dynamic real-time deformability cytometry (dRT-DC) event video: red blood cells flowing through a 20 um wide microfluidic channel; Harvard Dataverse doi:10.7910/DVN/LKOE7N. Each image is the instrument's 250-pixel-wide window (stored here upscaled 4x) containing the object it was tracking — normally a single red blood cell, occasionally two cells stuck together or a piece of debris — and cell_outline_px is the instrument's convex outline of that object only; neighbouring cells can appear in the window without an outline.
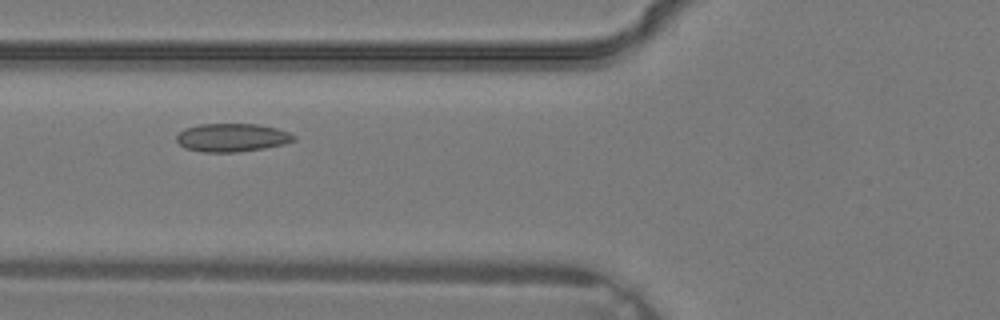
{"species": "common noctule bat (a hibernating species)", "species_latin": "Nyctalus noctula", "temperature_condition": "warm", "stored_images_in_passage": 26, "camera_frame_rate_fps": 3000, "um_per_image_px": 0.085, "animal": {"sex": "male", "body_mass_g": 19.2, "forearm_length_mm": 51.8}, "frame": {"image": 1, "passage_image": 8, "time_ms": 2.333, "image_size_px": [1000, 320], "cell_outline_px": [[296, 140], [284, 144], [264, 148], [236, 152], [204, 152], [184, 148], [176, 140], [176, 136], [184, 128], [200, 124], [256, 124], [276, 128], [288, 132], [296, 136]], "centroid_in_image_um": [19.71, 11.69], "position_along_channel_um": 106.1, "area_um2": 19.31}}
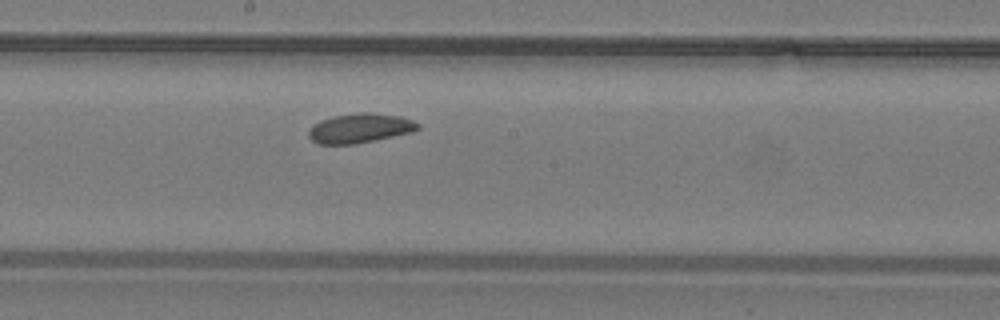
{"frame": {"image": 2, "passage_image": 14, "time_ms": 4.333, "image_size_px": [1000, 320], "cell_outline_px": [[420, 128], [412, 132], [356, 144], [316, 144], [308, 136], [308, 132], [312, 124], [320, 120], [332, 116], [360, 112], [372, 112], [400, 116], [412, 120], [420, 124]], "centroid_in_image_um": [30.57, 10.89], "position_along_channel_um": 217.6, "area_um2": 18.96}}
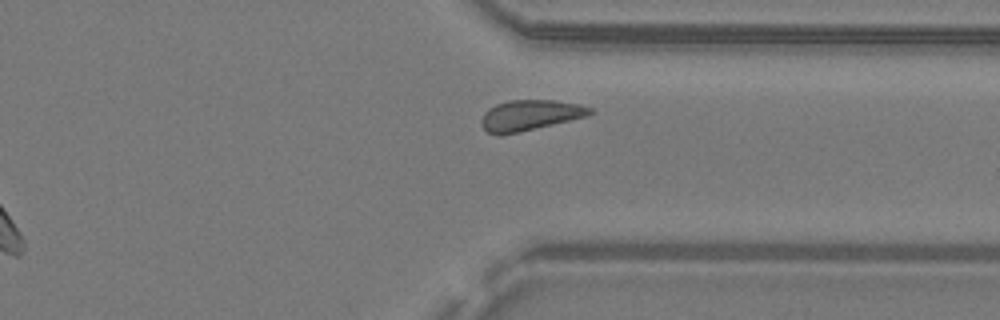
{"frame": {"image": 3, "passage_image": 22, "time_ms": 7.0, "image_size_px": [1000, 320], "cell_outline_px": [[592, 112], [588, 116], [520, 132], [500, 136], [496, 136], [488, 132], [480, 124], [480, 120], [484, 112], [488, 108], [496, 104], [508, 100], [552, 100], [580, 104], [592, 108]], "centroid_in_image_um": [45.0, 9.8], "position_along_channel_um": 366.4, "area_um2": 19.54}}